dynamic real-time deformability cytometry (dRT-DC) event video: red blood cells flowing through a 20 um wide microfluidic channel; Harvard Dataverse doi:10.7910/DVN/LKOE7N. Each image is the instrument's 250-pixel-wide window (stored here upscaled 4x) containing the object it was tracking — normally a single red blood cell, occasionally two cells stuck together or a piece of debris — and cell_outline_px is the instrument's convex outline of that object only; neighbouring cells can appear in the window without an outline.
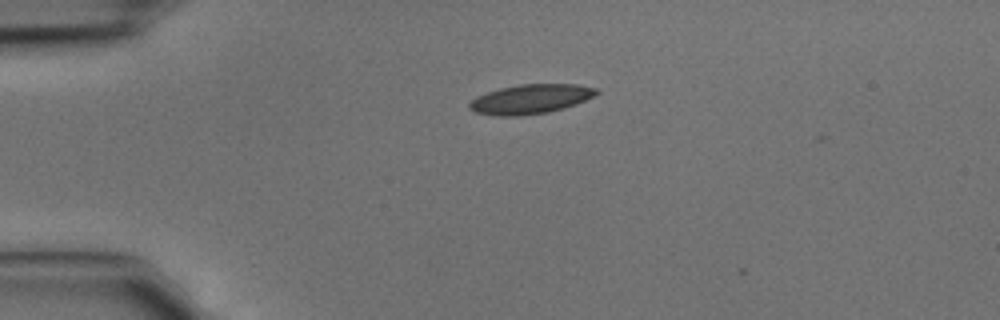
{"species": "common noctule bat (a hibernating species)", "species_latin": "Nyctalus noctula", "temperature_condition": "cold", "stored_images_in_passage": 5, "camera_frame_rate_fps": 3000, "um_per_image_px": 0.085, "animal": {"sex": "male", "body_mass_g": 15.6}, "frame": {"image": 1, "passage_image": 3, "time_ms": 0.667, "image_size_px": [1000, 320], "cell_outline_px": [[600, 92], [576, 104], [564, 108], [548, 112], [520, 116], [496, 116], [476, 112], [468, 108], [468, 104], [476, 96], [500, 88], [520, 84], [576, 84], [596, 88]], "centroid_in_image_um": [45.08, 8.42], "position_along_channel_um": 39.9, "area_um2": 21.73}}